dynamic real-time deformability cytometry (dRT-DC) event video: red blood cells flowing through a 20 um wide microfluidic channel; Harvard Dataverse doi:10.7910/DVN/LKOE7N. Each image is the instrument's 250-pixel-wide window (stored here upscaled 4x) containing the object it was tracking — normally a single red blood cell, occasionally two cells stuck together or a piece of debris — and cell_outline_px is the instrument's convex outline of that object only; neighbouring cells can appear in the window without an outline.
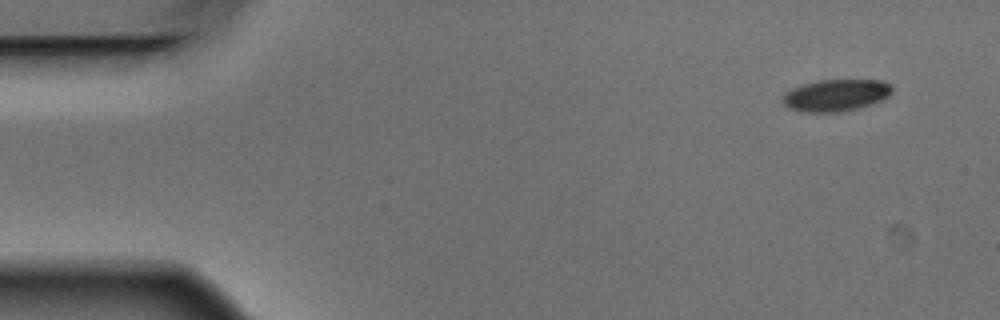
{"species": "Egyptian fruit bat (a non-hibernating species)", "species_latin": "Rousettus aegyptiacus", "temperature_condition": "warm", "stored_images_in_passage": 5, "segment_of_instrument_passage": [1, 2], "camera_frame_rate_fps": 3000, "um_per_image_px": 0.085, "animal": {"sex": "male"}, "frame": {"image": 1, "passage_image": 1, "time_ms": 0.0, "image_size_px": [1000, 320], "cell_outline_px": [[892, 92], [888, 96], [880, 100], [856, 108], [836, 112], [804, 112], [788, 108], [780, 100], [784, 92], [800, 84], [816, 80], [884, 80], [892, 84]], "centroid_in_image_um": [70.99, 8.07], "position_along_channel_um": 14.0, "area_um2": 20.46}}